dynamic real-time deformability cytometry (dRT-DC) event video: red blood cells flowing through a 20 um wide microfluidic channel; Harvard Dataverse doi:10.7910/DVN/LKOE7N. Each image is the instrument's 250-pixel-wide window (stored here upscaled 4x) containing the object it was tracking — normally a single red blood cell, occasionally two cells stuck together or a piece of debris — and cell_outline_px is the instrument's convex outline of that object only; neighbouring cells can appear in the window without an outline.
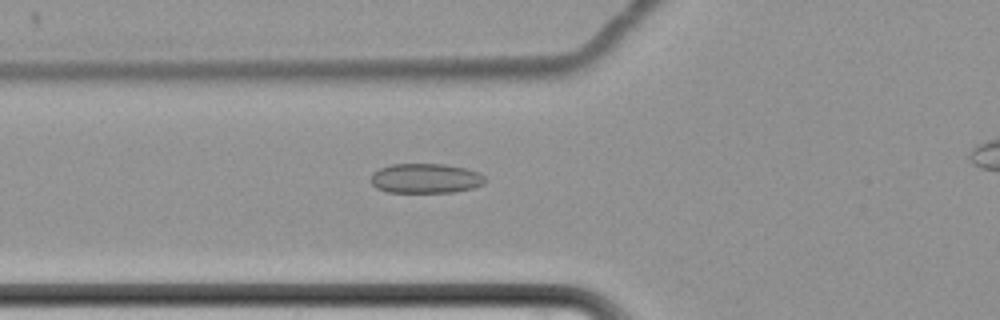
{"species": "common noctule bat (a hibernating species)", "species_latin": "Nyctalus noctula", "temperature_condition": "cold", "stored_images_in_passage": 54, "camera_frame_rate_fps": 3000, "um_per_image_px": 0.085, "animal": {"sex": "female", "body_mass_g": 22.7, "forearm_length_mm": 54.2}, "frame": {"image": 1, "passage_image": 21, "time_ms": 6.667, "image_size_px": [1000, 320], "cell_outline_px": [[488, 180], [484, 184], [472, 188], [452, 192], [388, 192], [376, 188], [372, 184], [372, 172], [380, 168], [392, 164], [444, 164], [468, 168], [480, 172]], "centroid_in_image_um": [36.22, 15.15], "position_along_channel_um": 89.6, "area_um2": 19.94}}
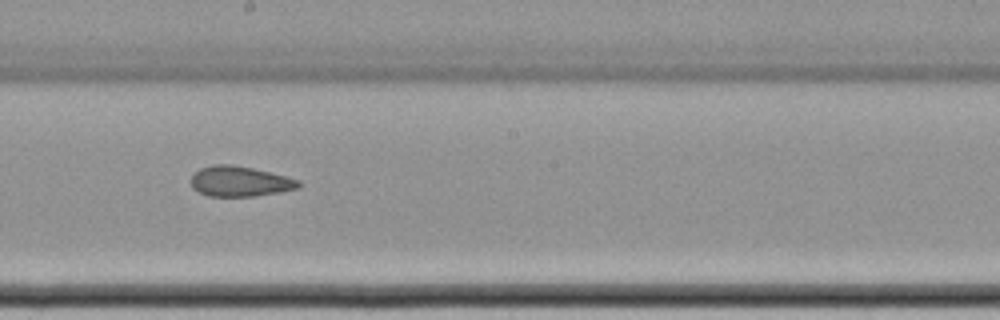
{"frame": {"image": 2, "passage_image": 33, "time_ms": 10.667, "image_size_px": [1000, 320], "cell_outline_px": [[300, 184], [296, 188], [280, 192], [256, 196], [208, 196], [192, 188], [192, 176], [200, 168], [212, 164], [232, 164], [252, 168], [300, 180]], "centroid_in_image_um": [20.36, 15.41], "position_along_channel_um": 227.8, "area_um2": 18.79}}
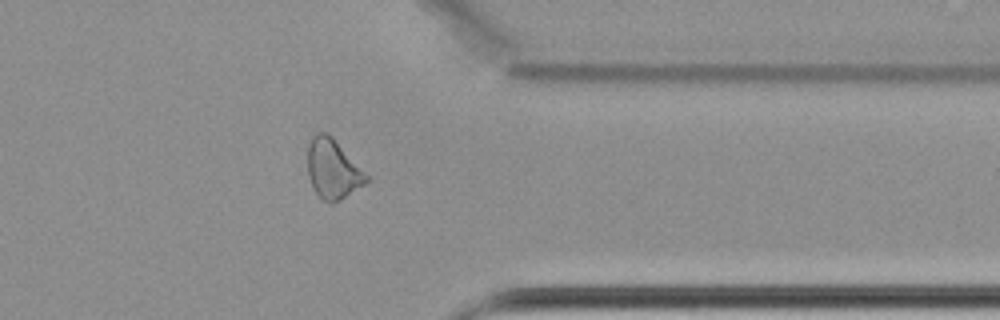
{"frame": {"image": 3, "passage_image": 47, "time_ms": 15.333, "image_size_px": [1000, 320], "cell_outline_px": [[372, 176], [364, 184], [340, 200], [332, 204], [324, 200], [316, 192], [308, 176], [308, 144], [312, 136], [316, 132], [328, 132]], "centroid_in_image_um": [28.33, 14.33], "position_along_channel_um": 383.1, "area_um2": 20.69}}